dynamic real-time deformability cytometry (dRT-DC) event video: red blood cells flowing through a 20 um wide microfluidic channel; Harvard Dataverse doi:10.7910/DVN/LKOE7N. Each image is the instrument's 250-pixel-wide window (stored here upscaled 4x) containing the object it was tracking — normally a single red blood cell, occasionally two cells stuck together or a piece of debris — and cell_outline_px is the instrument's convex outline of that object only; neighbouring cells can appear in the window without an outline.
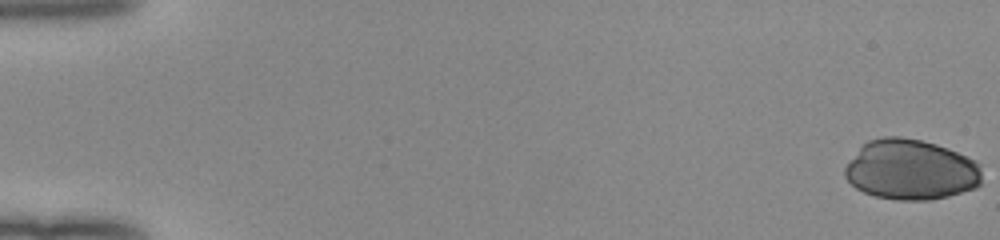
{"species": "human", "species_latin": "Homo sapiens", "temperature_condition": "room temperature", "stored_images_in_passage": 52, "camera_frame_rate_fps": 3000, "um_per_image_px": 0.085, "donor": {"sex": "female"}, "frame": {"image": 1, "passage_image": 1, "time_ms": 0.0, "image_size_px": [1000, 240], "cell_outline_px": [[980, 184], [976, 188], [948, 196], [932, 200], [896, 200], [876, 196], [864, 192], [856, 188], [844, 176], [844, 168], [860, 148], [868, 140], [884, 136], [900, 136], [920, 140], [936, 144], [948, 148], [976, 160], [980, 164]], "centroid_in_image_um": [77.43, 14.43], "position_along_channel_um": 7.6, "area_um2": 48.21}}
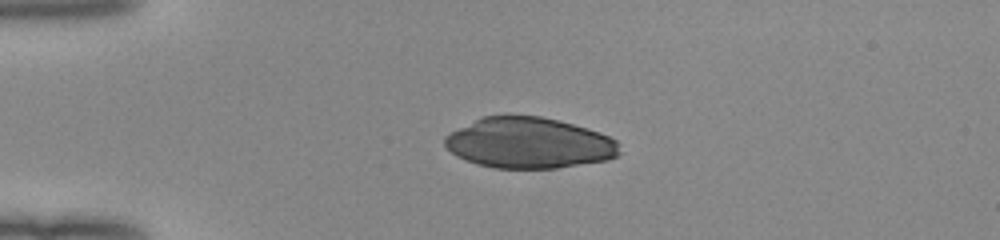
{"frame": {"image": 2, "passage_image": 14, "time_ms": 4.333, "image_size_px": [1000, 240], "cell_outline_px": [[620, 152], [616, 156], [608, 160], [556, 168], [492, 168], [476, 164], [464, 160], [456, 156], [444, 144], [444, 136], [484, 116], [540, 116], [560, 120], [588, 128], [600, 132], [616, 140]], "centroid_in_image_um": [44.98, 12.16], "position_along_channel_um": 40.0, "area_um2": 51.56}}